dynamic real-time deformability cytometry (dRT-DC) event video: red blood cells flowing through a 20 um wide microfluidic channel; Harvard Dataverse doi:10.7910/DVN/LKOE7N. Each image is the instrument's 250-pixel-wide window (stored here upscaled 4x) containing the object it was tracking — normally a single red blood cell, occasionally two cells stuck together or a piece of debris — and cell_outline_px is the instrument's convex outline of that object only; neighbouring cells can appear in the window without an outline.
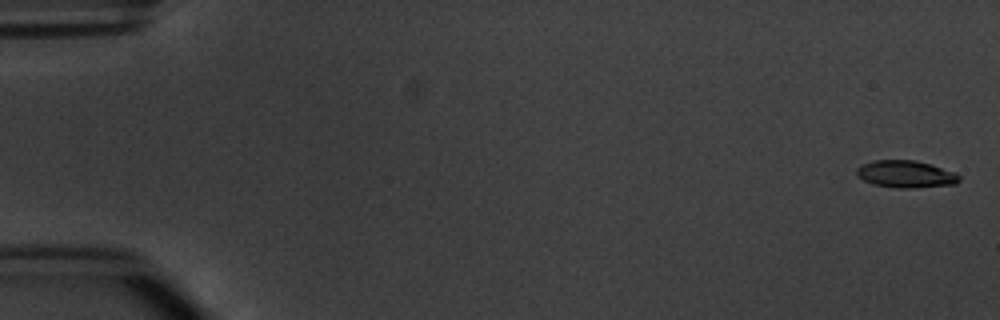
{"species": "common noctule bat (a hibernating species)", "species_latin": "Nyctalus noctula", "temperature_condition": "warm", "stored_images_in_passage": 5, "camera_frame_rate_fps": 3000, "um_per_image_px": 0.085, "animal": {"sex": "male", "body_mass_g": 20.1, "forearm_length_mm": 53.5}, "frame": {"image": 1, "passage_image": 1, "time_ms": 0.0, "image_size_px": [1000, 320], "cell_outline_px": [[960, 180], [956, 184], [912, 188], [896, 188], [872, 184], [856, 176], [856, 168], [860, 164], [872, 160], [916, 160], [932, 164], [956, 172], [960, 176]], "centroid_in_image_um": [76.98, 14.79], "position_along_channel_um": 8.0, "area_um2": 16.59}}
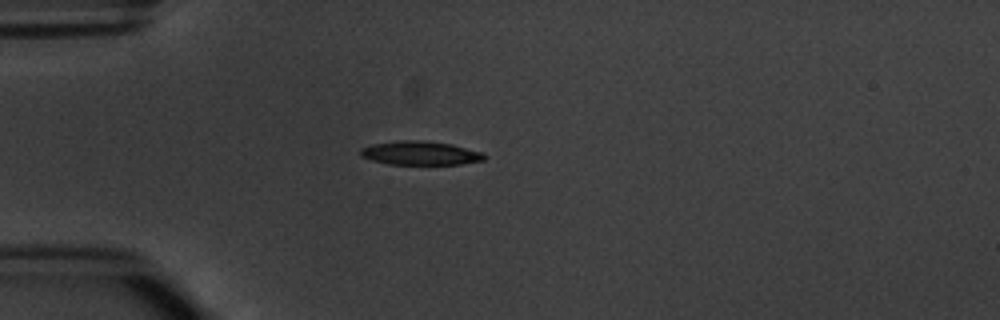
{"frame": {"image": 2, "passage_image": 5, "time_ms": 4.667, "image_size_px": [1000, 320], "cell_outline_px": [[488, 156], [484, 160], [460, 164], [388, 164], [372, 160], [360, 156], [360, 148], [372, 144], [400, 140], [416, 140], [452, 144], [484, 152]], "centroid_in_image_um": [35.75, 13.01], "position_along_channel_um": 49.3, "area_um2": 17.22}}